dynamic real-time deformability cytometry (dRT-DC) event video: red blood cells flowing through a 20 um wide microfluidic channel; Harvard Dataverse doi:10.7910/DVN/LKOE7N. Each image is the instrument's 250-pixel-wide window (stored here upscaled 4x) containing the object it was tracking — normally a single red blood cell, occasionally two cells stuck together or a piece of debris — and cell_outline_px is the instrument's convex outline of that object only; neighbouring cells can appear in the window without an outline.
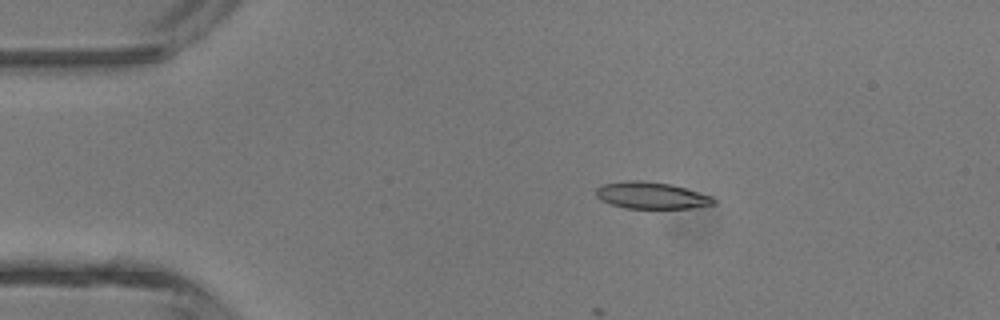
{"species": "common noctule bat (a hibernating species)", "species_latin": "Nyctalus noctula", "temperature_condition": "room temperature", "stored_images_in_passage": 4, "camera_frame_rate_fps": 3000, "um_per_image_px": 0.085, "animal": {"sex": "male", "body_mass_g": 13.3}, "frame": {"image": 1, "passage_image": 3, "time_ms": 2.0, "image_size_px": [1000, 320], "cell_outline_px": [[716, 204], [692, 208], [624, 208], [600, 200], [596, 196], [596, 188], [604, 184], [628, 180], [640, 180], [668, 184], [684, 188], [712, 196], [716, 200]], "centroid_in_image_um": [55.36, 16.62], "position_along_channel_um": 29.6, "area_um2": 18.21}}